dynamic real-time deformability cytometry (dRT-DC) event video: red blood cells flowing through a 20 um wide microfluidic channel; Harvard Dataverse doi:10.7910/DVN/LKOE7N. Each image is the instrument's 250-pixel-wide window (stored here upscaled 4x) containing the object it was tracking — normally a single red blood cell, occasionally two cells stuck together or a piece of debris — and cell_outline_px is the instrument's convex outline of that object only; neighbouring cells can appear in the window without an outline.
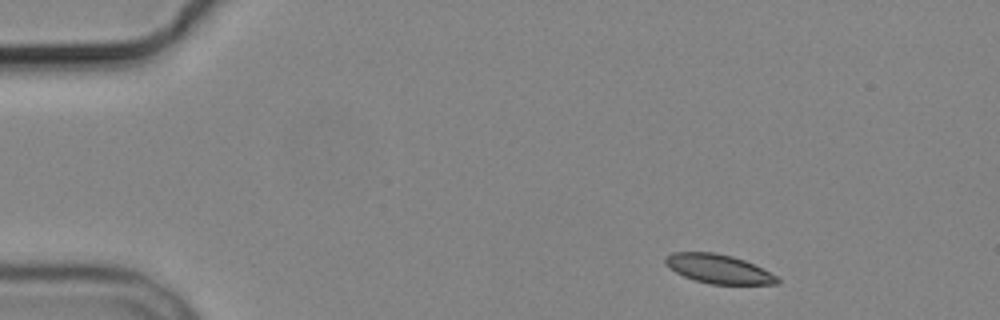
{"species": "common noctule bat (a hibernating species)", "species_latin": "Nyctalus noctula", "temperature_condition": "cold", "stored_images_in_passage": 4, "camera_frame_rate_fps": 3000, "um_per_image_px": 0.085, "animal": {"sex": "male", "body_mass_g": 19.2, "forearm_length_mm": 51.8}, "frame": {"image": 1, "passage_image": 1, "time_ms": 0.0, "image_size_px": [1000, 320], "cell_outline_px": [[780, 284], [712, 284], [696, 280], [684, 276], [668, 268], [664, 264], [664, 256], [672, 252], [712, 252], [732, 256], [744, 260], [776, 276], [780, 280]], "centroid_in_image_um": [61.01, 22.85], "position_along_channel_um": 24.0, "area_um2": 18.79}}
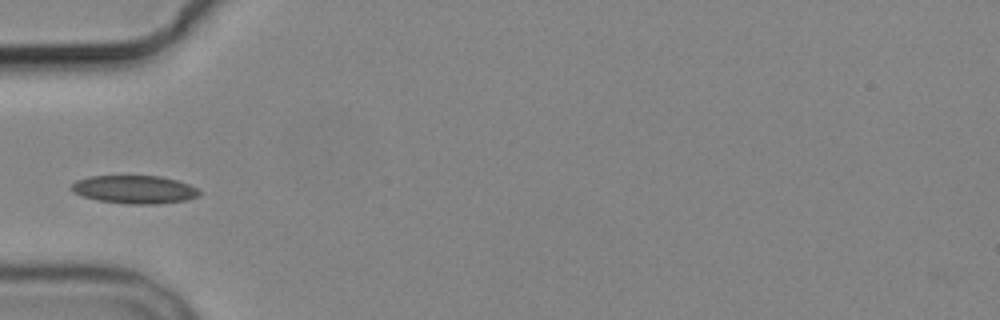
{"frame": {"image": 2, "passage_image": 4, "time_ms": 3.667, "image_size_px": [1000, 320], "cell_outline_px": [[200, 196], [188, 200], [156, 204], [128, 204], [96, 200], [72, 192], [68, 188], [76, 180], [88, 176], [160, 176], [176, 180], [188, 184], [196, 188], [200, 192]], "centroid_in_image_um": [11.41, 16.11], "position_along_channel_um": 73.6, "area_um2": 21.1}}